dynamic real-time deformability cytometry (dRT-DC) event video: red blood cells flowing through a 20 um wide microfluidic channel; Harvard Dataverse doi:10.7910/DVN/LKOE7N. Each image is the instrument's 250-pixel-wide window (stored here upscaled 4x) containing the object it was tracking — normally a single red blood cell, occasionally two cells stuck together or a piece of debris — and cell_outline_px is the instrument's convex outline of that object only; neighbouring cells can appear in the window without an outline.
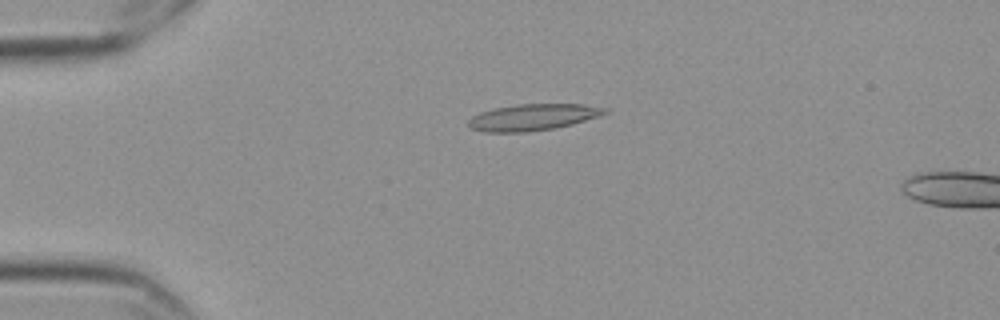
{"species": "Egyptian fruit bat (a non-hibernating species)", "species_latin": "Rousettus aegyptiacus", "temperature_condition": "cold", "stored_images_in_passage": 58, "camera_frame_rate_fps": 3000, "um_per_image_px": 0.085, "frame": {"image": 1, "passage_image": 14, "time_ms": 4.333, "image_size_px": [1000, 320], "cell_outline_px": [[612, 112], [600, 116], [572, 124], [556, 128], [528, 132], [484, 132], [472, 128], [468, 124], [468, 120], [472, 116], [480, 112], [496, 108], [516, 104], [584, 104], [608, 108]], "centroid_in_image_um": [45.36, 9.96], "position_along_channel_um": 39.6, "area_um2": 21.21}}
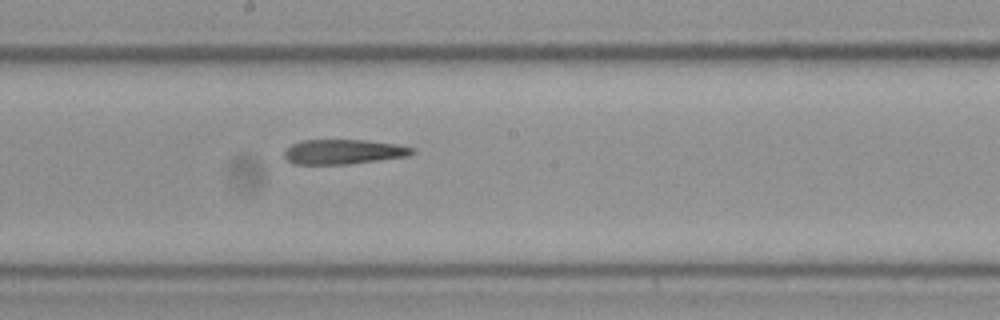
{"frame": {"image": 2, "passage_image": 32, "time_ms": 10.333, "image_size_px": [1000, 320], "cell_outline_px": [[416, 152], [408, 156], [348, 164], [296, 164], [288, 160], [284, 156], [284, 152], [292, 144], [304, 140], [364, 140], [396, 144], [416, 148]], "centroid_in_image_um": [29.23, 12.9], "position_along_channel_um": 219.0, "area_um2": 18.32}}
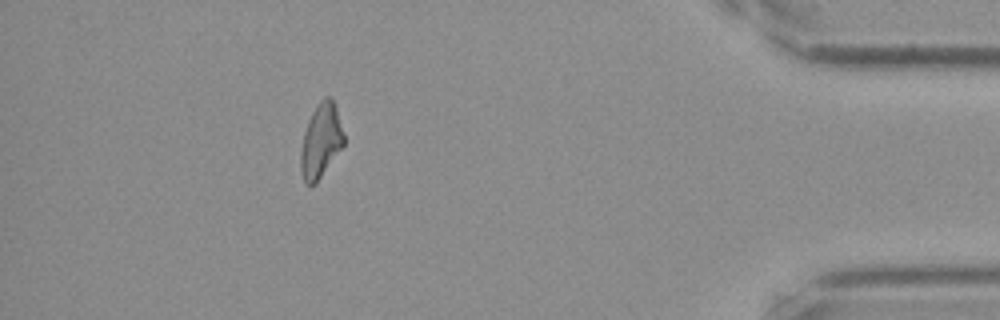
{"frame": {"image": 3, "passage_image": 52, "time_ms": 17.0, "image_size_px": [1000, 320], "cell_outline_px": [[344, 144], [316, 184], [308, 184], [304, 180], [300, 168], [300, 152], [304, 132], [308, 120], [316, 104], [324, 96], [328, 96], [332, 100], [336, 108], [344, 136]], "centroid_in_image_um": [27.26, 11.96], "position_along_channel_um": 407.9, "area_um2": 18.44}}